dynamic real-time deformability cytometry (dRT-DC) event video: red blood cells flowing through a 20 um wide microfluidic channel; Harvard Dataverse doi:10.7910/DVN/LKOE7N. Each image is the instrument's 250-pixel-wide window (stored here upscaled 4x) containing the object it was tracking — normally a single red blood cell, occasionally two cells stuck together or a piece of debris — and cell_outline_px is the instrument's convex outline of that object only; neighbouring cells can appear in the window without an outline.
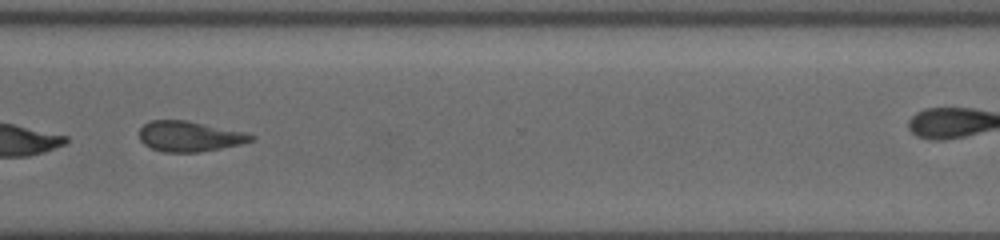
{"species": "common noctule bat (a hibernating species)", "species_latin": "Nyctalus noctula", "temperature_condition": "cold", "stored_images_in_passage": 44, "camera_frame_rate_fps": 3000, "um_per_image_px": 0.085, "animal": {"sex": "female", "body_mass_g": 19.5, "forearm_length_mm": 54.1}, "frame": {"image": 1, "passage_image": 38, "time_ms": 12.333, "image_size_px": [1000, 240], "cell_outline_px": [[256, 140], [240, 144], [200, 152], [164, 152], [152, 148], [144, 144], [140, 140], [140, 128], [148, 120], [188, 120], [244, 132], [256, 136]], "centroid_in_image_um": [16.11, 11.58], "position_along_channel_um": 354.5, "area_um2": 19.83}}